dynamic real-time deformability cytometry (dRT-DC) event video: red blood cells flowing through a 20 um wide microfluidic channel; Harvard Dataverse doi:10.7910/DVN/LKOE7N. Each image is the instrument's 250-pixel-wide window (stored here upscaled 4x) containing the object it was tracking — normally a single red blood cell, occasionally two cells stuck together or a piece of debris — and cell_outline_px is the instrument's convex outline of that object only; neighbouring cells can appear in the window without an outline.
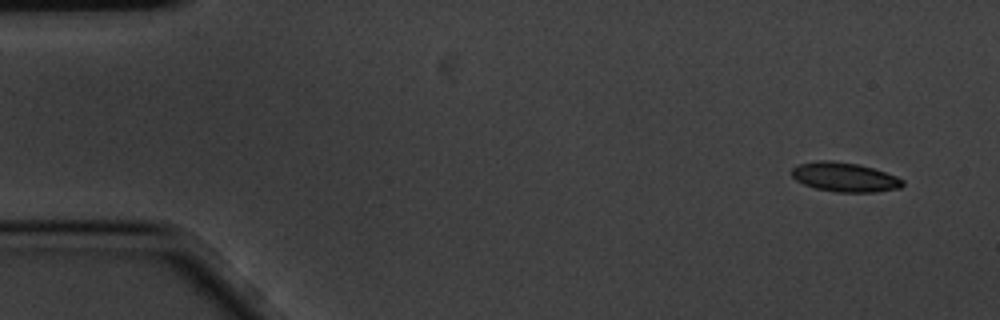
{"species": "common noctule bat (a hibernating species)", "species_latin": "Nyctalus noctula", "temperature_condition": "cold", "stored_images_in_passage": 7, "camera_frame_rate_fps": 3000, "um_per_image_px": 0.085, "animal": {"sex": "male", "body_mass_g": 20.1, "forearm_length_mm": 53.5}, "frame": {"image": 1, "passage_image": 1, "time_ms": 0.0, "image_size_px": [1000, 320], "cell_outline_px": [[904, 184], [900, 188], [876, 192], [836, 192], [816, 188], [804, 184], [796, 180], [792, 176], [792, 168], [800, 164], [816, 160], [832, 160], [856, 164], [872, 168], [896, 176], [904, 180]], "centroid_in_image_um": [71.8, 15.06], "position_along_channel_um": 13.2, "area_um2": 18.84}}
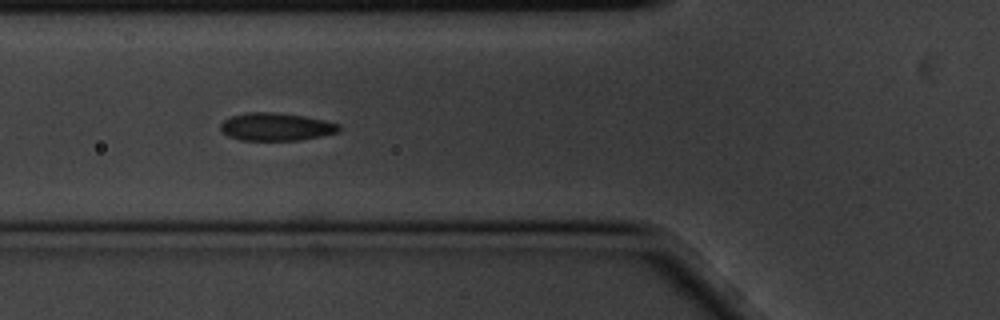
{"frame": {"image": 2, "passage_image": 6, "time_ms": 1.667, "image_size_px": [1000, 320], "cell_outline_px": [[340, 128], [336, 132], [320, 136], [300, 140], [240, 140], [228, 136], [220, 128], [220, 124], [224, 120], [232, 116], [244, 112], [272, 112], [304, 116], [324, 120], [340, 124]], "centroid_in_image_um": [23.44, 10.77], "position_along_channel_um": 102.4, "area_um2": 19.07}}
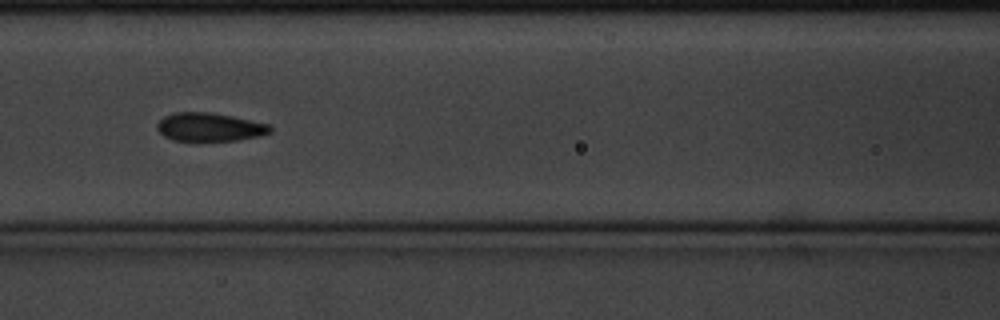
{"frame": {"image": 3, "passage_image": 7, "time_ms": 2.0, "image_size_px": [1000, 320], "cell_outline_px": [[272, 132], [260, 136], [240, 140], [196, 144], [172, 140], [164, 136], [156, 128], [156, 124], [164, 116], [176, 112], [212, 112], [232, 116], [268, 124], [272, 128]], "centroid_in_image_um": [17.79, 10.85], "position_along_channel_um": 148.8, "area_um2": 19.65}}